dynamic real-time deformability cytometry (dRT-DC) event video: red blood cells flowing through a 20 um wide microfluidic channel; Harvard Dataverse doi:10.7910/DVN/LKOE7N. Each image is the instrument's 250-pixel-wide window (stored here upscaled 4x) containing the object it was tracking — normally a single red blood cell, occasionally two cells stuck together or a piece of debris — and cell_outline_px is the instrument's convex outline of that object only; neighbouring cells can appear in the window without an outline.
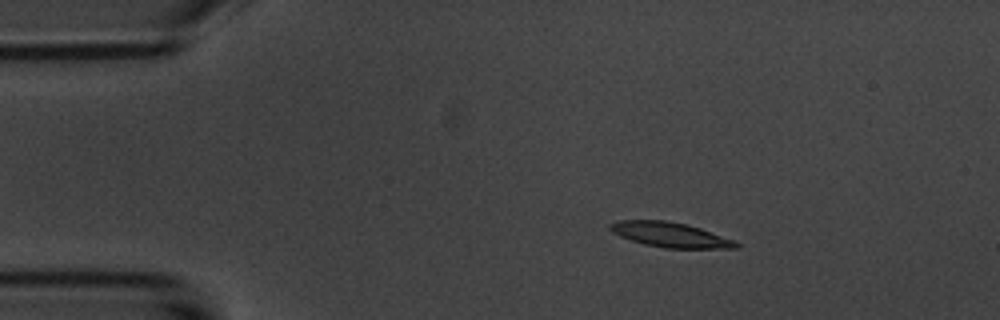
{"species": "common noctule bat (a hibernating species)", "species_latin": "Nyctalus noctula", "temperature_condition": "room temperature", "stored_images_in_passage": 6, "camera_frame_rate_fps": 3000, "um_per_image_px": 0.085, "animal": {"sex": "male", "body_mass_g": 20.1, "forearm_length_mm": 53.5}, "frame": {"image": 1, "passage_image": 2, "time_ms": 1.0, "image_size_px": [1000, 320], "cell_outline_px": [[740, 248], [664, 248], [644, 244], [620, 236], [612, 232], [608, 228], [608, 224], [620, 220], [668, 220], [688, 224], [736, 240], [740, 244]], "centroid_in_image_um": [56.99, 19.95], "position_along_channel_um": 28.0, "area_um2": 18.44}}
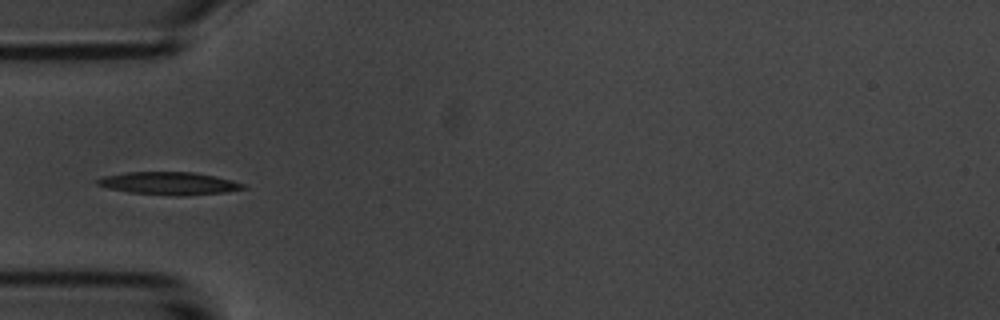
{"frame": {"image": 2, "passage_image": 4, "time_ms": 3.667, "image_size_px": [1000, 320], "cell_outline_px": [[248, 188], [224, 192], [184, 196], [176, 196], [128, 192], [108, 188], [96, 184], [96, 180], [104, 176], [128, 172], [196, 172], [244, 184]], "centroid_in_image_um": [14.34, 15.59], "position_along_channel_um": 70.7, "area_um2": 19.13}}
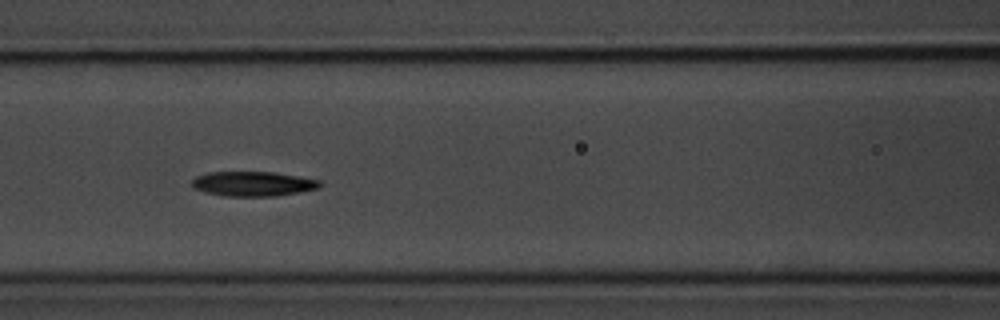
{"frame": {"image": 3, "passage_image": 6, "time_ms": 5.667, "image_size_px": [1000, 320], "cell_outline_px": [[324, 184], [316, 188], [300, 192], [276, 196], [224, 196], [204, 192], [192, 188], [192, 180], [196, 176], [208, 172], [276, 172], [300, 176], [320, 180]], "centroid_in_image_um": [21.51, 15.62], "position_along_channel_um": 145.1, "area_um2": 18.61}}